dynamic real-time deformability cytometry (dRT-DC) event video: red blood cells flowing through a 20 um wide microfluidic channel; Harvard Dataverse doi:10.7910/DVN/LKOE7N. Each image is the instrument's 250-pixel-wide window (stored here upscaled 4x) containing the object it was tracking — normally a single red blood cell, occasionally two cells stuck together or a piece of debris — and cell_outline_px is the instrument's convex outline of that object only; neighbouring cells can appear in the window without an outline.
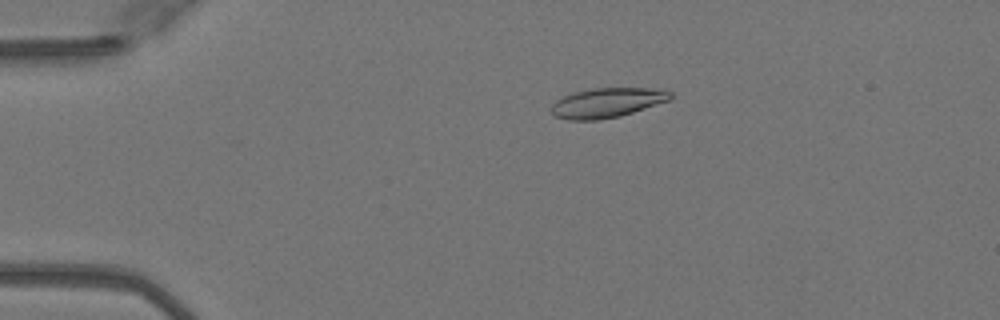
{"species": "Egyptian fruit bat (a non-hibernating species)", "species_latin": "Rousettus aegyptiacus", "temperature_condition": "warm", "stored_images_in_passage": 45, "camera_frame_rate_fps": 3000, "um_per_image_px": 0.085, "animal": {"sex": "female"}, "frame": {"image": 1, "passage_image": 5, "time_ms": 1.333, "image_size_px": [1000, 320], "cell_outline_px": [[672, 100], [620, 116], [596, 120], [568, 120], [556, 116], [552, 112], [552, 104], [556, 100], [564, 96], [576, 92], [592, 88], [648, 88], [672, 92]], "centroid_in_image_um": [51.62, 8.73], "position_along_channel_um": 33.4, "area_um2": 20.46}}
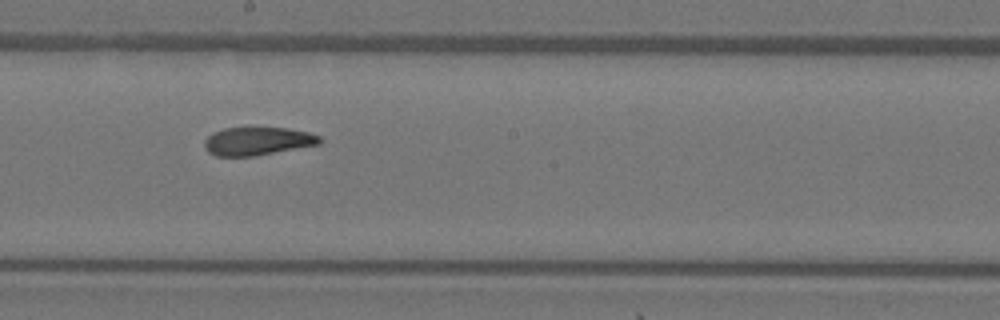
{"frame": {"image": 2, "passage_image": 23, "time_ms": 7.333, "image_size_px": [1000, 320], "cell_outline_px": [[324, 140], [320, 144], [252, 156], [216, 156], [208, 152], [204, 148], [204, 140], [212, 132], [224, 128], [288, 128], [308, 132], [320, 136]], "centroid_in_image_um": [21.88, 11.99], "position_along_channel_um": 226.3, "area_um2": 18.9}}
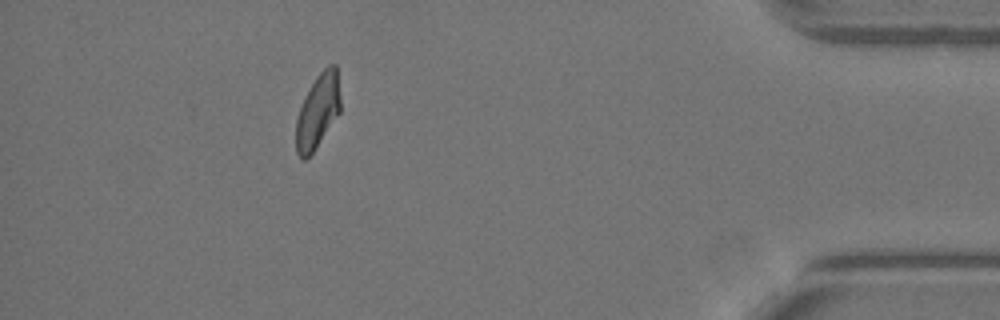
{"frame": {"image": 3, "passage_image": 40, "time_ms": 13.0, "image_size_px": [1000, 320], "cell_outline_px": [[340, 112], [312, 152], [304, 160], [300, 160], [296, 152], [296, 120], [300, 108], [316, 76], [328, 64], [336, 64], [340, 100]], "centroid_in_image_um": [27.01, 9.45], "position_along_channel_um": 408.2, "area_um2": 18.79}, "authors_computed_cell_mechanics": {"area_um2": 19.9988, "velocity_mm_per_s": 4.0813, "shape_relaxation_time_tau1_ms": 5.8526, "shape_relaxation_time_tau2_ms": 2.2516, "deformation_change_tau1": 0.209, "deformation_change_tau2": 0.0859}}